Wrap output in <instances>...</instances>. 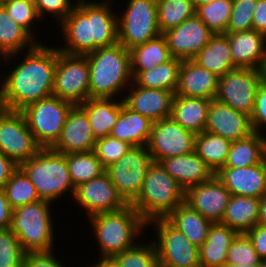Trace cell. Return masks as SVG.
Here are the masks:
<instances>
[{"mask_svg": "<svg viewBox=\"0 0 266 267\" xmlns=\"http://www.w3.org/2000/svg\"><path fill=\"white\" fill-rule=\"evenodd\" d=\"M50 46L37 43L2 77L0 87L7 110L21 111L31 103L52 96L57 48Z\"/></svg>", "mask_w": 266, "mask_h": 267, "instance_id": "obj_1", "label": "cell"}, {"mask_svg": "<svg viewBox=\"0 0 266 267\" xmlns=\"http://www.w3.org/2000/svg\"><path fill=\"white\" fill-rule=\"evenodd\" d=\"M89 65V98H116L133 82L130 52L122 44L99 47L85 55Z\"/></svg>", "mask_w": 266, "mask_h": 267, "instance_id": "obj_2", "label": "cell"}, {"mask_svg": "<svg viewBox=\"0 0 266 267\" xmlns=\"http://www.w3.org/2000/svg\"><path fill=\"white\" fill-rule=\"evenodd\" d=\"M91 229L98 242L100 258H113L135 246L147 223L128 204L118 211L100 213L89 218ZM137 239V240H136Z\"/></svg>", "mask_w": 266, "mask_h": 267, "instance_id": "obj_3", "label": "cell"}, {"mask_svg": "<svg viewBox=\"0 0 266 267\" xmlns=\"http://www.w3.org/2000/svg\"><path fill=\"white\" fill-rule=\"evenodd\" d=\"M185 190L158 162H153L145 175L141 191L130 204L146 222L166 218L184 202Z\"/></svg>", "mask_w": 266, "mask_h": 267, "instance_id": "obj_4", "label": "cell"}, {"mask_svg": "<svg viewBox=\"0 0 266 267\" xmlns=\"http://www.w3.org/2000/svg\"><path fill=\"white\" fill-rule=\"evenodd\" d=\"M19 167L29 177L40 199L54 204L67 192L70 197H74L76 187L69 175L65 154L53 151L51 148H42Z\"/></svg>", "mask_w": 266, "mask_h": 267, "instance_id": "obj_5", "label": "cell"}, {"mask_svg": "<svg viewBox=\"0 0 266 267\" xmlns=\"http://www.w3.org/2000/svg\"><path fill=\"white\" fill-rule=\"evenodd\" d=\"M50 201L38 200L13 210L10 230L26 252H51L54 244V225Z\"/></svg>", "mask_w": 266, "mask_h": 267, "instance_id": "obj_6", "label": "cell"}, {"mask_svg": "<svg viewBox=\"0 0 266 267\" xmlns=\"http://www.w3.org/2000/svg\"><path fill=\"white\" fill-rule=\"evenodd\" d=\"M73 103L49 96L26 106L23 113L28 128L42 148H51L60 138Z\"/></svg>", "mask_w": 266, "mask_h": 267, "instance_id": "obj_7", "label": "cell"}, {"mask_svg": "<svg viewBox=\"0 0 266 267\" xmlns=\"http://www.w3.org/2000/svg\"><path fill=\"white\" fill-rule=\"evenodd\" d=\"M117 16L118 42L127 50L159 36L157 0H128Z\"/></svg>", "mask_w": 266, "mask_h": 267, "instance_id": "obj_8", "label": "cell"}, {"mask_svg": "<svg viewBox=\"0 0 266 267\" xmlns=\"http://www.w3.org/2000/svg\"><path fill=\"white\" fill-rule=\"evenodd\" d=\"M52 95L74 105L89 99V65L85 55L58 50Z\"/></svg>", "mask_w": 266, "mask_h": 267, "instance_id": "obj_9", "label": "cell"}, {"mask_svg": "<svg viewBox=\"0 0 266 267\" xmlns=\"http://www.w3.org/2000/svg\"><path fill=\"white\" fill-rule=\"evenodd\" d=\"M147 146H132L118 161L105 169L118 194L127 204L139 195L145 175L153 163Z\"/></svg>", "mask_w": 266, "mask_h": 267, "instance_id": "obj_10", "label": "cell"}, {"mask_svg": "<svg viewBox=\"0 0 266 267\" xmlns=\"http://www.w3.org/2000/svg\"><path fill=\"white\" fill-rule=\"evenodd\" d=\"M156 231L153 243L158 262L167 267L200 266L199 248L165 218L151 220L147 226ZM157 240V241H156Z\"/></svg>", "mask_w": 266, "mask_h": 267, "instance_id": "obj_11", "label": "cell"}, {"mask_svg": "<svg viewBox=\"0 0 266 267\" xmlns=\"http://www.w3.org/2000/svg\"><path fill=\"white\" fill-rule=\"evenodd\" d=\"M260 80L261 73L257 69L236 68L228 71L218 80L215 100L251 116Z\"/></svg>", "mask_w": 266, "mask_h": 267, "instance_id": "obj_12", "label": "cell"}, {"mask_svg": "<svg viewBox=\"0 0 266 267\" xmlns=\"http://www.w3.org/2000/svg\"><path fill=\"white\" fill-rule=\"evenodd\" d=\"M42 147L36 142L21 111L5 110L0 115V152L18 166Z\"/></svg>", "mask_w": 266, "mask_h": 267, "instance_id": "obj_13", "label": "cell"}, {"mask_svg": "<svg viewBox=\"0 0 266 267\" xmlns=\"http://www.w3.org/2000/svg\"><path fill=\"white\" fill-rule=\"evenodd\" d=\"M196 134L186 130L171 116L153 122L147 144L154 162L195 151Z\"/></svg>", "mask_w": 266, "mask_h": 267, "instance_id": "obj_14", "label": "cell"}, {"mask_svg": "<svg viewBox=\"0 0 266 267\" xmlns=\"http://www.w3.org/2000/svg\"><path fill=\"white\" fill-rule=\"evenodd\" d=\"M73 200L85 209L88 218L100 213L118 211L128 205L118 194L106 171L79 184L75 188Z\"/></svg>", "mask_w": 266, "mask_h": 267, "instance_id": "obj_15", "label": "cell"}, {"mask_svg": "<svg viewBox=\"0 0 266 267\" xmlns=\"http://www.w3.org/2000/svg\"><path fill=\"white\" fill-rule=\"evenodd\" d=\"M162 35L172 57L191 60L209 42L214 33L195 14Z\"/></svg>", "mask_w": 266, "mask_h": 267, "instance_id": "obj_16", "label": "cell"}, {"mask_svg": "<svg viewBox=\"0 0 266 267\" xmlns=\"http://www.w3.org/2000/svg\"><path fill=\"white\" fill-rule=\"evenodd\" d=\"M231 193L214 175L209 181L185 190L184 202L212 223H220Z\"/></svg>", "mask_w": 266, "mask_h": 267, "instance_id": "obj_17", "label": "cell"}, {"mask_svg": "<svg viewBox=\"0 0 266 267\" xmlns=\"http://www.w3.org/2000/svg\"><path fill=\"white\" fill-rule=\"evenodd\" d=\"M95 142L86 111L80 105H74L68 113L60 138L51 149L61 154L91 152L94 151Z\"/></svg>", "mask_w": 266, "mask_h": 267, "instance_id": "obj_18", "label": "cell"}, {"mask_svg": "<svg viewBox=\"0 0 266 267\" xmlns=\"http://www.w3.org/2000/svg\"><path fill=\"white\" fill-rule=\"evenodd\" d=\"M112 5V0H101L100 2L97 0H76V6L90 21L94 51L99 47L112 46L118 42V14L115 13V10L113 11Z\"/></svg>", "mask_w": 266, "mask_h": 267, "instance_id": "obj_19", "label": "cell"}, {"mask_svg": "<svg viewBox=\"0 0 266 267\" xmlns=\"http://www.w3.org/2000/svg\"><path fill=\"white\" fill-rule=\"evenodd\" d=\"M129 87L127 94L123 95V97L121 96L122 94L119 95L127 108L140 113L153 122L171 116L174 92L143 88L138 86L134 81Z\"/></svg>", "mask_w": 266, "mask_h": 267, "instance_id": "obj_20", "label": "cell"}, {"mask_svg": "<svg viewBox=\"0 0 266 267\" xmlns=\"http://www.w3.org/2000/svg\"><path fill=\"white\" fill-rule=\"evenodd\" d=\"M205 131L230 141L242 140L254 133L250 116L215 99L210 102Z\"/></svg>", "mask_w": 266, "mask_h": 267, "instance_id": "obj_21", "label": "cell"}, {"mask_svg": "<svg viewBox=\"0 0 266 267\" xmlns=\"http://www.w3.org/2000/svg\"><path fill=\"white\" fill-rule=\"evenodd\" d=\"M215 175L231 195L260 199L266 194V159L253 166L223 167Z\"/></svg>", "mask_w": 266, "mask_h": 267, "instance_id": "obj_22", "label": "cell"}, {"mask_svg": "<svg viewBox=\"0 0 266 267\" xmlns=\"http://www.w3.org/2000/svg\"><path fill=\"white\" fill-rule=\"evenodd\" d=\"M237 68L257 69L266 57V35L255 30L225 33Z\"/></svg>", "mask_w": 266, "mask_h": 267, "instance_id": "obj_23", "label": "cell"}, {"mask_svg": "<svg viewBox=\"0 0 266 267\" xmlns=\"http://www.w3.org/2000/svg\"><path fill=\"white\" fill-rule=\"evenodd\" d=\"M219 77L192 60H182L175 95L214 100Z\"/></svg>", "mask_w": 266, "mask_h": 267, "instance_id": "obj_24", "label": "cell"}, {"mask_svg": "<svg viewBox=\"0 0 266 267\" xmlns=\"http://www.w3.org/2000/svg\"><path fill=\"white\" fill-rule=\"evenodd\" d=\"M159 163L184 190L209 181L215 175L195 151L165 158Z\"/></svg>", "mask_w": 266, "mask_h": 267, "instance_id": "obj_25", "label": "cell"}, {"mask_svg": "<svg viewBox=\"0 0 266 267\" xmlns=\"http://www.w3.org/2000/svg\"><path fill=\"white\" fill-rule=\"evenodd\" d=\"M58 25L62 30L63 37L61 39L65 42V46L58 47V50L70 55H86L94 51L90 21L77 6Z\"/></svg>", "mask_w": 266, "mask_h": 267, "instance_id": "obj_26", "label": "cell"}, {"mask_svg": "<svg viewBox=\"0 0 266 267\" xmlns=\"http://www.w3.org/2000/svg\"><path fill=\"white\" fill-rule=\"evenodd\" d=\"M238 232L221 223H212L206 241L199 247L201 267H219L226 263L227 253Z\"/></svg>", "mask_w": 266, "mask_h": 267, "instance_id": "obj_27", "label": "cell"}, {"mask_svg": "<svg viewBox=\"0 0 266 267\" xmlns=\"http://www.w3.org/2000/svg\"><path fill=\"white\" fill-rule=\"evenodd\" d=\"M153 121L127 108L123 101L120 114L110 136L127 142L132 146H147L152 131Z\"/></svg>", "mask_w": 266, "mask_h": 267, "instance_id": "obj_28", "label": "cell"}, {"mask_svg": "<svg viewBox=\"0 0 266 267\" xmlns=\"http://www.w3.org/2000/svg\"><path fill=\"white\" fill-rule=\"evenodd\" d=\"M211 100L174 95L171 117L186 130L195 134L205 131Z\"/></svg>", "mask_w": 266, "mask_h": 267, "instance_id": "obj_29", "label": "cell"}, {"mask_svg": "<svg viewBox=\"0 0 266 267\" xmlns=\"http://www.w3.org/2000/svg\"><path fill=\"white\" fill-rule=\"evenodd\" d=\"M37 43H39L37 38L34 39L16 23L0 4V51L6 56L4 61L12 63V60H15L12 58L18 57L24 50L32 49Z\"/></svg>", "mask_w": 266, "mask_h": 267, "instance_id": "obj_30", "label": "cell"}, {"mask_svg": "<svg viewBox=\"0 0 266 267\" xmlns=\"http://www.w3.org/2000/svg\"><path fill=\"white\" fill-rule=\"evenodd\" d=\"M115 98H89L80 106L86 111L92 133L96 139L110 135L120 114L122 100Z\"/></svg>", "mask_w": 266, "mask_h": 267, "instance_id": "obj_31", "label": "cell"}, {"mask_svg": "<svg viewBox=\"0 0 266 267\" xmlns=\"http://www.w3.org/2000/svg\"><path fill=\"white\" fill-rule=\"evenodd\" d=\"M191 60L219 78L228 71L237 68L233 63L228 38L224 34H214Z\"/></svg>", "mask_w": 266, "mask_h": 267, "instance_id": "obj_32", "label": "cell"}, {"mask_svg": "<svg viewBox=\"0 0 266 267\" xmlns=\"http://www.w3.org/2000/svg\"><path fill=\"white\" fill-rule=\"evenodd\" d=\"M165 219L198 248L206 241L209 227L212 225L210 220L185 202L177 206Z\"/></svg>", "mask_w": 266, "mask_h": 267, "instance_id": "obj_33", "label": "cell"}, {"mask_svg": "<svg viewBox=\"0 0 266 267\" xmlns=\"http://www.w3.org/2000/svg\"><path fill=\"white\" fill-rule=\"evenodd\" d=\"M259 206L260 199L258 198L231 195L220 223L238 233H246L257 224Z\"/></svg>", "mask_w": 266, "mask_h": 267, "instance_id": "obj_34", "label": "cell"}, {"mask_svg": "<svg viewBox=\"0 0 266 267\" xmlns=\"http://www.w3.org/2000/svg\"><path fill=\"white\" fill-rule=\"evenodd\" d=\"M266 135L253 133L242 140L232 141L223 167H247L266 159Z\"/></svg>", "mask_w": 266, "mask_h": 267, "instance_id": "obj_35", "label": "cell"}, {"mask_svg": "<svg viewBox=\"0 0 266 267\" xmlns=\"http://www.w3.org/2000/svg\"><path fill=\"white\" fill-rule=\"evenodd\" d=\"M181 62V59L172 57L149 71H131L133 81L143 88L169 90L175 93Z\"/></svg>", "mask_w": 266, "mask_h": 267, "instance_id": "obj_36", "label": "cell"}, {"mask_svg": "<svg viewBox=\"0 0 266 267\" xmlns=\"http://www.w3.org/2000/svg\"><path fill=\"white\" fill-rule=\"evenodd\" d=\"M131 71H149L172 58L162 34L129 50Z\"/></svg>", "mask_w": 266, "mask_h": 267, "instance_id": "obj_37", "label": "cell"}, {"mask_svg": "<svg viewBox=\"0 0 266 267\" xmlns=\"http://www.w3.org/2000/svg\"><path fill=\"white\" fill-rule=\"evenodd\" d=\"M232 141L221 136L203 131L196 134L195 152L201 157L206 165L216 174L223 168Z\"/></svg>", "mask_w": 266, "mask_h": 267, "instance_id": "obj_38", "label": "cell"}, {"mask_svg": "<svg viewBox=\"0 0 266 267\" xmlns=\"http://www.w3.org/2000/svg\"><path fill=\"white\" fill-rule=\"evenodd\" d=\"M192 0H157L160 33H164L195 15Z\"/></svg>", "mask_w": 266, "mask_h": 267, "instance_id": "obj_39", "label": "cell"}, {"mask_svg": "<svg viewBox=\"0 0 266 267\" xmlns=\"http://www.w3.org/2000/svg\"><path fill=\"white\" fill-rule=\"evenodd\" d=\"M65 155L67 156L69 175L75 187L105 172V168L94 151Z\"/></svg>", "mask_w": 266, "mask_h": 267, "instance_id": "obj_40", "label": "cell"}, {"mask_svg": "<svg viewBox=\"0 0 266 267\" xmlns=\"http://www.w3.org/2000/svg\"><path fill=\"white\" fill-rule=\"evenodd\" d=\"M232 8L233 0H216L197 7L195 14L214 34H225Z\"/></svg>", "mask_w": 266, "mask_h": 267, "instance_id": "obj_41", "label": "cell"}, {"mask_svg": "<svg viewBox=\"0 0 266 267\" xmlns=\"http://www.w3.org/2000/svg\"><path fill=\"white\" fill-rule=\"evenodd\" d=\"M3 191L13 210L40 200L36 188L20 167L7 181Z\"/></svg>", "mask_w": 266, "mask_h": 267, "instance_id": "obj_42", "label": "cell"}, {"mask_svg": "<svg viewBox=\"0 0 266 267\" xmlns=\"http://www.w3.org/2000/svg\"><path fill=\"white\" fill-rule=\"evenodd\" d=\"M113 259L120 267H154L158 262L153 240L145 241L143 244L142 242L141 244L137 243L135 246L114 256Z\"/></svg>", "mask_w": 266, "mask_h": 267, "instance_id": "obj_43", "label": "cell"}, {"mask_svg": "<svg viewBox=\"0 0 266 267\" xmlns=\"http://www.w3.org/2000/svg\"><path fill=\"white\" fill-rule=\"evenodd\" d=\"M26 251L10 229H0V267H24Z\"/></svg>", "mask_w": 266, "mask_h": 267, "instance_id": "obj_44", "label": "cell"}, {"mask_svg": "<svg viewBox=\"0 0 266 267\" xmlns=\"http://www.w3.org/2000/svg\"><path fill=\"white\" fill-rule=\"evenodd\" d=\"M227 263L236 265H257L261 262L251 239L246 233H238L227 253Z\"/></svg>", "mask_w": 266, "mask_h": 267, "instance_id": "obj_45", "label": "cell"}, {"mask_svg": "<svg viewBox=\"0 0 266 267\" xmlns=\"http://www.w3.org/2000/svg\"><path fill=\"white\" fill-rule=\"evenodd\" d=\"M131 147V144L108 135L96 139L94 152L102 166L106 169L123 157Z\"/></svg>", "mask_w": 266, "mask_h": 267, "instance_id": "obj_46", "label": "cell"}, {"mask_svg": "<svg viewBox=\"0 0 266 267\" xmlns=\"http://www.w3.org/2000/svg\"><path fill=\"white\" fill-rule=\"evenodd\" d=\"M256 4L257 0H233V8L226 33L252 30Z\"/></svg>", "mask_w": 266, "mask_h": 267, "instance_id": "obj_47", "label": "cell"}, {"mask_svg": "<svg viewBox=\"0 0 266 267\" xmlns=\"http://www.w3.org/2000/svg\"><path fill=\"white\" fill-rule=\"evenodd\" d=\"M1 5L7 10L8 14L16 23L22 26L34 39L36 38V33L33 31L34 22L41 19L39 18L35 4L6 0Z\"/></svg>", "mask_w": 266, "mask_h": 267, "instance_id": "obj_48", "label": "cell"}, {"mask_svg": "<svg viewBox=\"0 0 266 267\" xmlns=\"http://www.w3.org/2000/svg\"><path fill=\"white\" fill-rule=\"evenodd\" d=\"M76 6L75 1L71 0H36L35 7L39 18L44 19L45 14L55 18L59 24L68 16ZM51 14V15H50Z\"/></svg>", "mask_w": 266, "mask_h": 267, "instance_id": "obj_49", "label": "cell"}, {"mask_svg": "<svg viewBox=\"0 0 266 267\" xmlns=\"http://www.w3.org/2000/svg\"><path fill=\"white\" fill-rule=\"evenodd\" d=\"M250 119L253 132L265 133L263 131L266 130V82L262 78L256 91L254 109Z\"/></svg>", "mask_w": 266, "mask_h": 267, "instance_id": "obj_50", "label": "cell"}, {"mask_svg": "<svg viewBox=\"0 0 266 267\" xmlns=\"http://www.w3.org/2000/svg\"><path fill=\"white\" fill-rule=\"evenodd\" d=\"M51 252H27L24 259V267H66L63 260L56 258Z\"/></svg>", "mask_w": 266, "mask_h": 267, "instance_id": "obj_51", "label": "cell"}, {"mask_svg": "<svg viewBox=\"0 0 266 267\" xmlns=\"http://www.w3.org/2000/svg\"><path fill=\"white\" fill-rule=\"evenodd\" d=\"M246 234L251 239L259 258L266 259V226L256 224Z\"/></svg>", "mask_w": 266, "mask_h": 267, "instance_id": "obj_52", "label": "cell"}, {"mask_svg": "<svg viewBox=\"0 0 266 267\" xmlns=\"http://www.w3.org/2000/svg\"><path fill=\"white\" fill-rule=\"evenodd\" d=\"M252 25L253 30L266 35V0H257Z\"/></svg>", "mask_w": 266, "mask_h": 267, "instance_id": "obj_53", "label": "cell"}, {"mask_svg": "<svg viewBox=\"0 0 266 267\" xmlns=\"http://www.w3.org/2000/svg\"><path fill=\"white\" fill-rule=\"evenodd\" d=\"M18 165L0 152V190H3L12 174L18 169Z\"/></svg>", "mask_w": 266, "mask_h": 267, "instance_id": "obj_54", "label": "cell"}, {"mask_svg": "<svg viewBox=\"0 0 266 267\" xmlns=\"http://www.w3.org/2000/svg\"><path fill=\"white\" fill-rule=\"evenodd\" d=\"M13 209L3 190H0V229H9Z\"/></svg>", "mask_w": 266, "mask_h": 267, "instance_id": "obj_55", "label": "cell"}, {"mask_svg": "<svg viewBox=\"0 0 266 267\" xmlns=\"http://www.w3.org/2000/svg\"><path fill=\"white\" fill-rule=\"evenodd\" d=\"M257 224L266 226V194L260 198L259 216Z\"/></svg>", "mask_w": 266, "mask_h": 267, "instance_id": "obj_56", "label": "cell"}, {"mask_svg": "<svg viewBox=\"0 0 266 267\" xmlns=\"http://www.w3.org/2000/svg\"><path fill=\"white\" fill-rule=\"evenodd\" d=\"M98 262L92 264V266L88 267H120L118 263L113 258H98Z\"/></svg>", "mask_w": 266, "mask_h": 267, "instance_id": "obj_57", "label": "cell"}, {"mask_svg": "<svg viewBox=\"0 0 266 267\" xmlns=\"http://www.w3.org/2000/svg\"><path fill=\"white\" fill-rule=\"evenodd\" d=\"M219 267H261V264L259 263V264H257V265H252V266H250V265H236V264H232V263H225L224 265H222V266H219Z\"/></svg>", "mask_w": 266, "mask_h": 267, "instance_id": "obj_58", "label": "cell"}, {"mask_svg": "<svg viewBox=\"0 0 266 267\" xmlns=\"http://www.w3.org/2000/svg\"><path fill=\"white\" fill-rule=\"evenodd\" d=\"M261 78L266 82V57L260 67Z\"/></svg>", "mask_w": 266, "mask_h": 267, "instance_id": "obj_59", "label": "cell"}, {"mask_svg": "<svg viewBox=\"0 0 266 267\" xmlns=\"http://www.w3.org/2000/svg\"><path fill=\"white\" fill-rule=\"evenodd\" d=\"M216 0H192L193 6L195 9L203 4H207L208 2H212Z\"/></svg>", "mask_w": 266, "mask_h": 267, "instance_id": "obj_60", "label": "cell"}, {"mask_svg": "<svg viewBox=\"0 0 266 267\" xmlns=\"http://www.w3.org/2000/svg\"><path fill=\"white\" fill-rule=\"evenodd\" d=\"M6 110L4 101H3V93L2 88H0V115Z\"/></svg>", "mask_w": 266, "mask_h": 267, "instance_id": "obj_61", "label": "cell"}, {"mask_svg": "<svg viewBox=\"0 0 266 267\" xmlns=\"http://www.w3.org/2000/svg\"><path fill=\"white\" fill-rule=\"evenodd\" d=\"M16 1H23V2H26V3H32V4H35V1H36V0H16Z\"/></svg>", "mask_w": 266, "mask_h": 267, "instance_id": "obj_62", "label": "cell"}, {"mask_svg": "<svg viewBox=\"0 0 266 267\" xmlns=\"http://www.w3.org/2000/svg\"><path fill=\"white\" fill-rule=\"evenodd\" d=\"M260 264H261V267H266V259H262Z\"/></svg>", "mask_w": 266, "mask_h": 267, "instance_id": "obj_63", "label": "cell"}, {"mask_svg": "<svg viewBox=\"0 0 266 267\" xmlns=\"http://www.w3.org/2000/svg\"><path fill=\"white\" fill-rule=\"evenodd\" d=\"M3 58V59H2ZM6 58V56L0 51V60L2 59V61H4Z\"/></svg>", "mask_w": 266, "mask_h": 267, "instance_id": "obj_64", "label": "cell"}, {"mask_svg": "<svg viewBox=\"0 0 266 267\" xmlns=\"http://www.w3.org/2000/svg\"><path fill=\"white\" fill-rule=\"evenodd\" d=\"M154 267H167V266H165V265H163V264L157 262V264H156Z\"/></svg>", "mask_w": 266, "mask_h": 267, "instance_id": "obj_65", "label": "cell"}, {"mask_svg": "<svg viewBox=\"0 0 266 267\" xmlns=\"http://www.w3.org/2000/svg\"><path fill=\"white\" fill-rule=\"evenodd\" d=\"M180 267H201V266H180Z\"/></svg>", "mask_w": 266, "mask_h": 267, "instance_id": "obj_66", "label": "cell"}, {"mask_svg": "<svg viewBox=\"0 0 266 267\" xmlns=\"http://www.w3.org/2000/svg\"><path fill=\"white\" fill-rule=\"evenodd\" d=\"M6 0H0V4H3Z\"/></svg>", "mask_w": 266, "mask_h": 267, "instance_id": "obj_67", "label": "cell"}]
</instances>
